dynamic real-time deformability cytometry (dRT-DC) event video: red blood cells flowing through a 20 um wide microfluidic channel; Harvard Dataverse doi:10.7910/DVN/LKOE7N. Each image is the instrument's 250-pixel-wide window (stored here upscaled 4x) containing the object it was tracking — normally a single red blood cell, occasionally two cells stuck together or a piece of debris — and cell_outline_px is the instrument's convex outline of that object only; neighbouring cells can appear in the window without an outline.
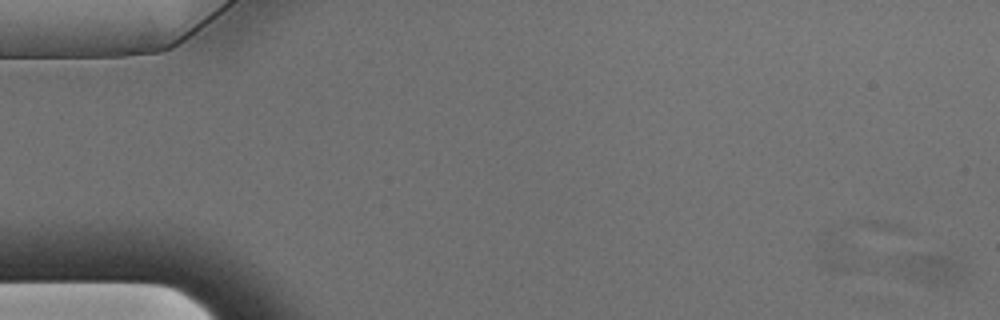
{"species": "Egyptian fruit bat (a non-hibernating species)", "species_latin": "Rousettus aegyptiacus", "temperature_condition": "warm", "stored_images_in_passage": 11, "camera_frame_rate_fps": 3000, "um_per_image_px": 0.085, "animal": {"sex": "male"}, "frame": {"image": 1, "passage_image": 1, "time_ms": 0.0, "image_size_px": [1000, 320], "cell_outline_px": [[960, 276], [956, 280], [940, 284], [928, 284], [916, 280], [908, 276], [896, 264], [912, 256], [936, 252], [948, 256], [960, 264]], "centroid_in_image_um": [79.15, 22.81], "position_along_channel_um": 5.8, "area_um2": 10.52}}